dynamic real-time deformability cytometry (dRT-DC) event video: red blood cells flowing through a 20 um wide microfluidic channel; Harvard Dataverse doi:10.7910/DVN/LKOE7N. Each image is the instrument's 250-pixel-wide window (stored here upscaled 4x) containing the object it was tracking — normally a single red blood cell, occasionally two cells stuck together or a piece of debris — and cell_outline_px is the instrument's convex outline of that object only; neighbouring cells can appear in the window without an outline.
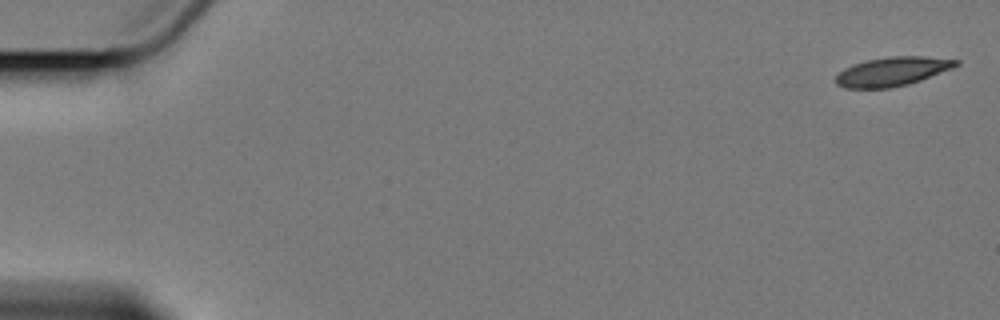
{"species": "Egyptian fruit bat (a non-hibernating species)", "species_latin": "Rousettus aegyptiacus", "temperature_condition": "cold", "stored_images_in_passage": 4, "camera_frame_rate_fps": 3000, "um_per_image_px": 0.085, "animal": {"sex": "female"}, "frame": {"image": 1, "passage_image": 1, "time_ms": 0.0, "image_size_px": [1000, 320], "cell_outline_px": [[960, 64], [952, 68], [920, 80], [908, 84], [892, 88], [844, 88], [836, 84], [836, 76], [844, 68], [852, 64], [868, 60], [888, 56], [924, 56], [960, 60]], "centroid_in_image_um": [75.84, 6.07], "position_along_channel_um": 9.2, "area_um2": 20.29}}